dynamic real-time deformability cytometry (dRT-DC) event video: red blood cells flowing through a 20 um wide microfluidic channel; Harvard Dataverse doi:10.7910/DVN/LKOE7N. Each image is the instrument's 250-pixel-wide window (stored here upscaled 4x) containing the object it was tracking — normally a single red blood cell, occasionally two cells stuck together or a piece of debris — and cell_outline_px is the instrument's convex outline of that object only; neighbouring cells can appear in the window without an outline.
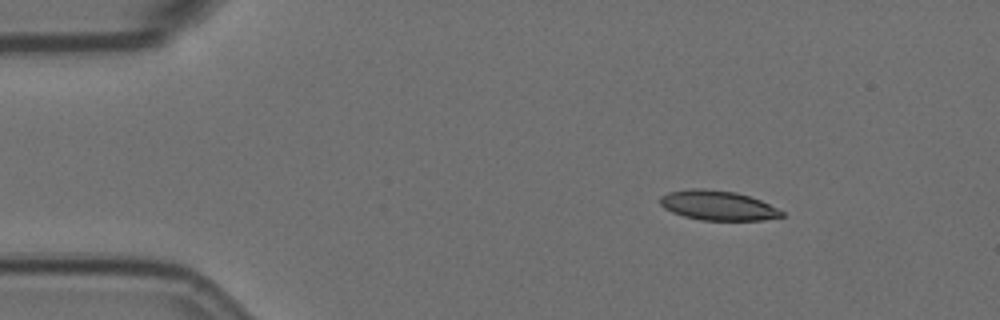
{"species": "Egyptian fruit bat (a non-hibernating species)", "species_latin": "Rousettus aegyptiacus", "temperature_condition": "room temperature", "stored_images_in_passage": 4, "camera_frame_rate_fps": 3000, "um_per_image_px": 0.085, "animal": {"sex": "female"}, "frame": {"image": 1, "passage_image": 1, "time_ms": 0.0, "image_size_px": [1000, 320], "cell_outline_px": [[784, 216], [764, 220], [700, 220], [684, 216], [672, 212], [664, 208], [660, 204], [660, 196], [668, 192], [688, 188], [704, 188], [736, 192], [760, 200], [784, 212]], "centroid_in_image_um": [60.98, 17.45], "position_along_channel_um": 24.0, "area_um2": 21.04}}